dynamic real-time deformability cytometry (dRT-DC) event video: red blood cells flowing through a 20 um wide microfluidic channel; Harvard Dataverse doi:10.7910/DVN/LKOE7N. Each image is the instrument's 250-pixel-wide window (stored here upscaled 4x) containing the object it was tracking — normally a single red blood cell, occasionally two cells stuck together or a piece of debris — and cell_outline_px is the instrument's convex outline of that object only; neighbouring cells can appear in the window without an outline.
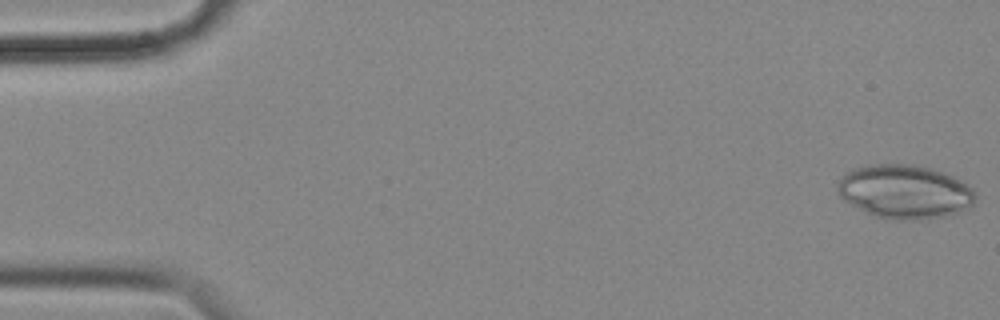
{"species": "common noctule bat (a hibernating species)", "species_latin": "Nyctalus noctula", "temperature_condition": "cold", "stored_images_in_passage": 55, "camera_frame_rate_fps": 3000, "um_per_image_px": 0.085, "animal": {"sex": "female", "body_mass_g": 18.4}, "frame": {"image": 1, "passage_image": 1, "time_ms": 0.0, "image_size_px": [1000, 320], "cell_outline_px": [[976, 196], [972, 204], [968, 208], [960, 212], [944, 216], [920, 220], [888, 220], [876, 216], [844, 200], [840, 196], [840, 180], [852, 168], [868, 164], [912, 164], [944, 172], [960, 180], [972, 188]], "centroid_in_image_um": [76.94, 16.3], "position_along_channel_um": 8.1, "area_um2": 42.89}}
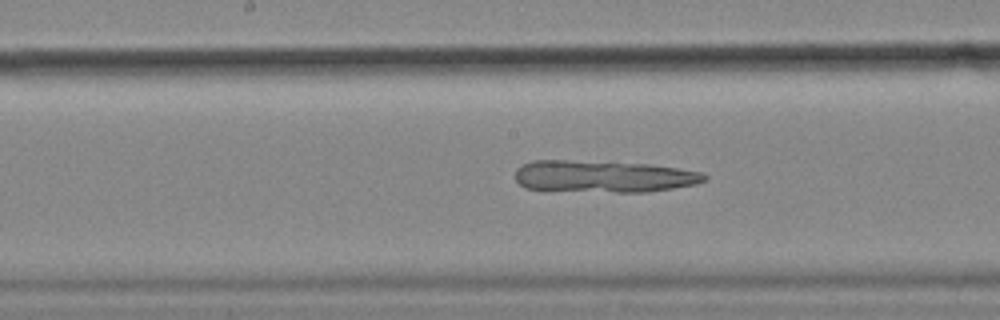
{"frame": {"image": 2, "passage_image": 28, "time_ms": 9.0, "image_size_px": [1000, 320], "cell_outline_px": [[708, 180], [696, 184], [648, 192], [616, 192], [524, 188], [516, 180], [516, 168], [532, 160], [568, 160], [648, 164], [704, 172], [708, 176]], "centroid_in_image_um": [51.33, 14.99], "position_along_channel_um": 196.9, "area_um2": 35.08}}
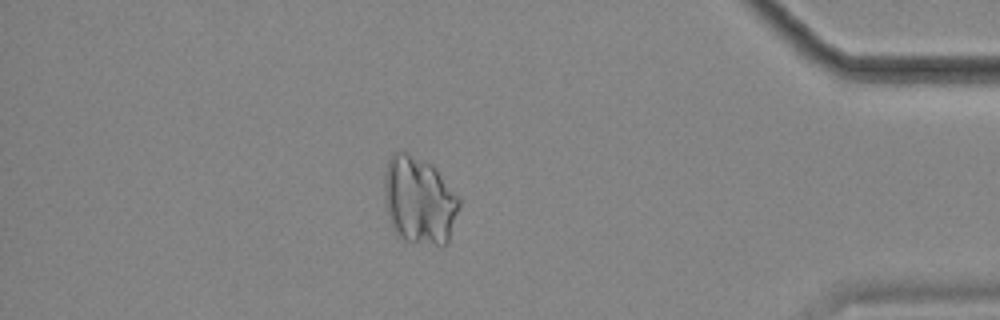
{"frame": {"image": 3, "passage_image": 48, "time_ms": 15.667, "image_size_px": [1000, 320], "cell_outline_px": [[460, 204], [448, 244], [436, 244], [404, 240], [396, 236], [392, 228], [384, 204], [384, 176], [388, 160], [392, 152], [400, 148], [432, 164], [436, 168], [460, 200]], "centroid_in_image_um": [35.59, 16.99], "position_along_channel_um": 399.6, "area_um2": 38.67}}